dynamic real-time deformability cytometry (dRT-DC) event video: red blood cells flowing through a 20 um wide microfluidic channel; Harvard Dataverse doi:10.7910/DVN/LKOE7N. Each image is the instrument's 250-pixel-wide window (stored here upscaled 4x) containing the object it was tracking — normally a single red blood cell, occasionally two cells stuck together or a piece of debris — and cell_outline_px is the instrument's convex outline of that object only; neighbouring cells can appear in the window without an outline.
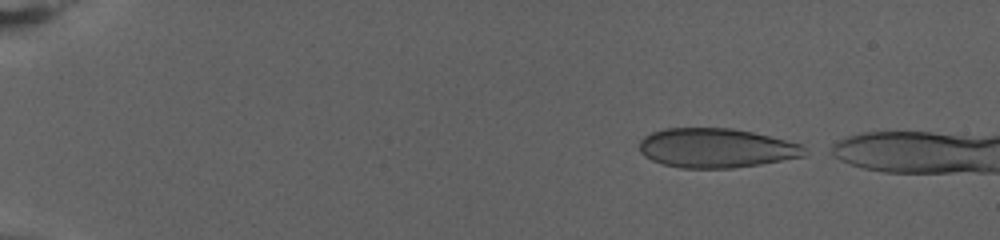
{"species": "human", "species_latin": "Homo sapiens", "temperature_condition": "warm", "stored_images_in_passage": 62, "camera_frame_rate_fps": 3000, "um_per_image_px": 0.085, "donor": {"sex": "female"}, "frame": {"image": 1, "passage_image": 1, "time_ms": 0.0, "image_size_px": [1000, 240], "cell_outline_px": [[804, 156], [760, 164], [732, 168], [680, 168], [660, 164], [644, 156], [640, 152], [640, 140], [644, 136], [652, 132], [664, 128], [732, 128], [752, 132], [800, 144], [804, 148]], "centroid_in_image_um": [60.8, 12.58], "position_along_channel_um": 24.2, "area_um2": 37.74}}
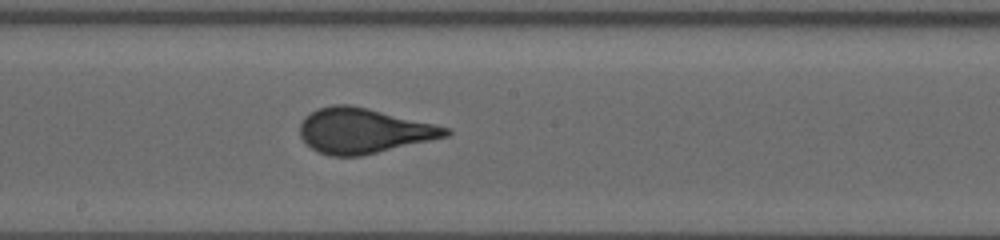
{"frame": {"image": 2, "passage_image": 34, "time_ms": 11.0, "image_size_px": [1000, 240], "cell_outline_px": [[452, 132], [448, 136], [360, 156], [328, 156], [312, 148], [300, 136], [300, 124], [304, 116], [316, 108], [332, 104], [352, 104], [448, 128]], "centroid_in_image_um": [30.84, 11.1], "position_along_channel_um": 217.4, "area_um2": 37.97}}
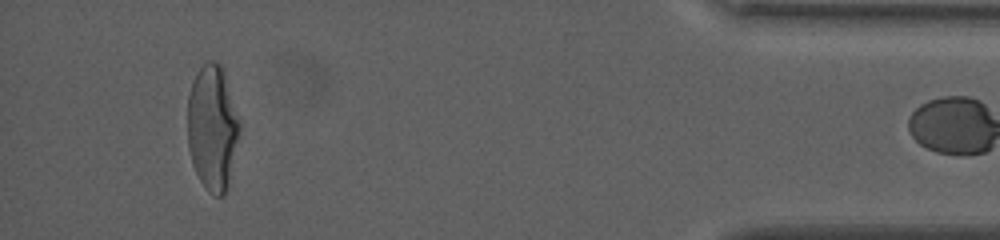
{"frame": {"image": 3, "passage_image": 61, "time_ms": 20.0, "image_size_px": [1000, 240], "cell_outline_px": [[240, 128], [228, 188], [224, 196], [216, 196], [208, 192], [204, 188], [192, 164], [188, 148], [188, 96], [196, 72], [204, 60], [216, 60], [224, 68], [240, 124]], "centroid_in_image_um": [18.05, 10.83], "position_along_channel_um": 417.1, "area_um2": 38.38}}